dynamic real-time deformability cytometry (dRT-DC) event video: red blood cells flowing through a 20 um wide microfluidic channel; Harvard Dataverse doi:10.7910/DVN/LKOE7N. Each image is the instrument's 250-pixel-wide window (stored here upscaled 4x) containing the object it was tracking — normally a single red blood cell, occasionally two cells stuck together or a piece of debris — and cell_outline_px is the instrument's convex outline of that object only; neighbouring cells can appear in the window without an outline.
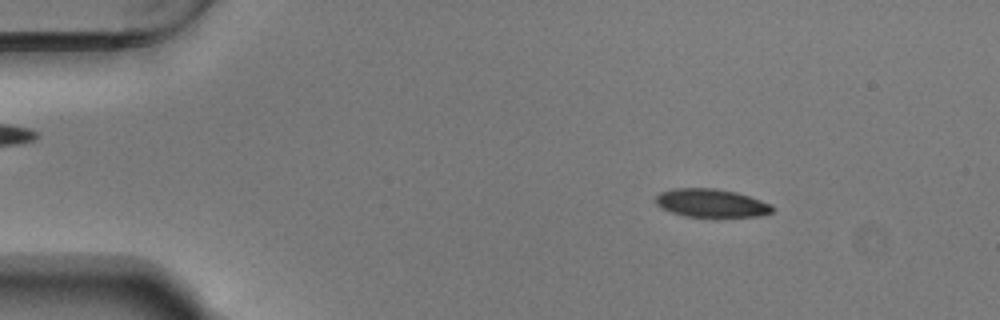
{"species": "Egyptian fruit bat (a non-hibernating species)", "species_latin": "Rousettus aegyptiacus", "temperature_condition": "warm", "stored_images_in_passage": 54, "camera_frame_rate_fps": 3000, "um_per_image_px": 0.085, "animal": {"sex": "male"}, "frame": {"image": 1, "passage_image": 8, "time_ms": 2.333, "image_size_px": [1000, 320], "cell_outline_px": [[776, 208], [772, 212], [760, 216], [684, 216], [660, 208], [656, 204], [656, 196], [660, 192], [672, 188], [716, 188], [736, 192], [772, 204]], "centroid_in_image_um": [60.45, 17.25], "position_along_channel_um": 24.5, "area_um2": 19.19}}
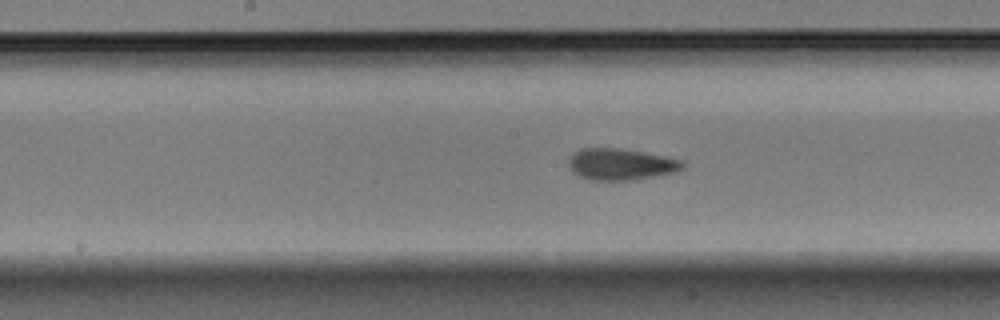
{"frame": {"image": 2, "passage_image": 28, "time_ms": 9.0, "image_size_px": [1000, 320], "cell_outline_px": [[684, 168], [672, 172], [632, 180], [592, 180], [580, 176], [572, 172], [568, 164], [568, 160], [580, 148], [620, 148], [664, 156], [684, 160]], "centroid_in_image_um": [52.75, 13.96], "position_along_channel_um": 195.4, "area_um2": 20.69}}
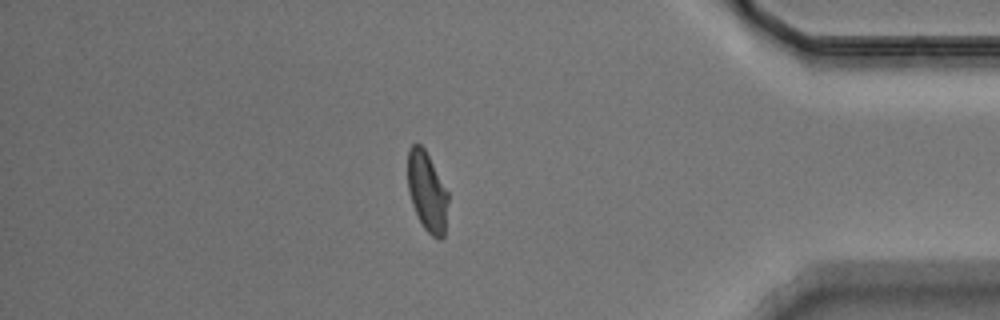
{"frame": {"image": 3, "passage_image": 47, "time_ms": 15.333, "image_size_px": [1000, 320], "cell_outline_px": [[448, 200], [444, 236], [440, 240], [432, 236], [424, 228], [412, 204], [408, 188], [408, 148], [412, 144], [420, 144], [424, 148], [448, 192]], "centroid_in_image_um": [36.3, 16.29], "position_along_channel_um": 398.9, "area_um2": 18.5}, "authors_computed_cell_mechanics": {"area_um2": 19.9988, "velocity_mm_per_s": 3.7111, "shape_relaxation_time_tau1_ms": 3.4218, "shape_relaxation_time_tau2_ms": 1.4172, "deformation_change_tau1": 0.1395, "deformation_change_tau2": 0.0672}}